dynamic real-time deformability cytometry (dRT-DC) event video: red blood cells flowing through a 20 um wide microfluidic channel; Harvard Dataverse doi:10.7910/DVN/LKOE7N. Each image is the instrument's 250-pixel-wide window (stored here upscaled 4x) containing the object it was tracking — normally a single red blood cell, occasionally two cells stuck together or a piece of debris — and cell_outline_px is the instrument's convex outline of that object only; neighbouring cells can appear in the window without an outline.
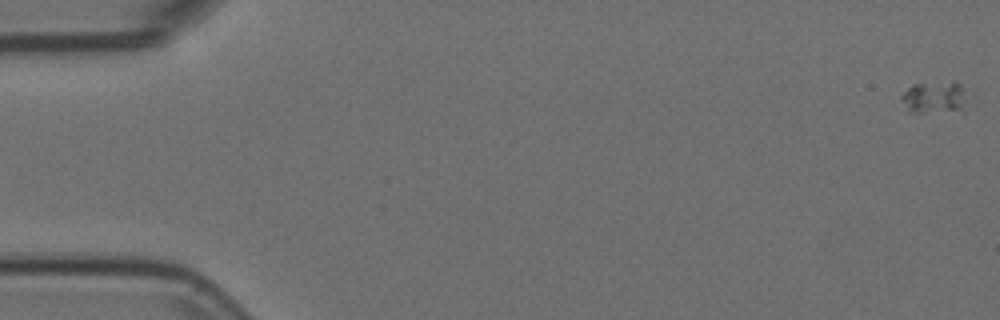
{"species": "Egyptian fruit bat (a non-hibernating species)", "species_latin": "Rousettus aegyptiacus", "temperature_condition": "room temperature", "stored_images_in_passage": 56, "camera_frame_rate_fps": 3000, "um_per_image_px": 0.085, "animal": {"sex": "female"}, "frame": {"image": 1, "passage_image": 1, "time_ms": 0.0, "image_size_px": [1000, 320], "cell_outline_px": [[980, 100], [964, 116], [908, 112], [900, 100], [900, 96], [912, 84], [952, 80], [956, 80]], "centroid_in_image_um": [79.81, 8.37], "position_along_channel_um": 5.2, "area_um2": 15.32}}
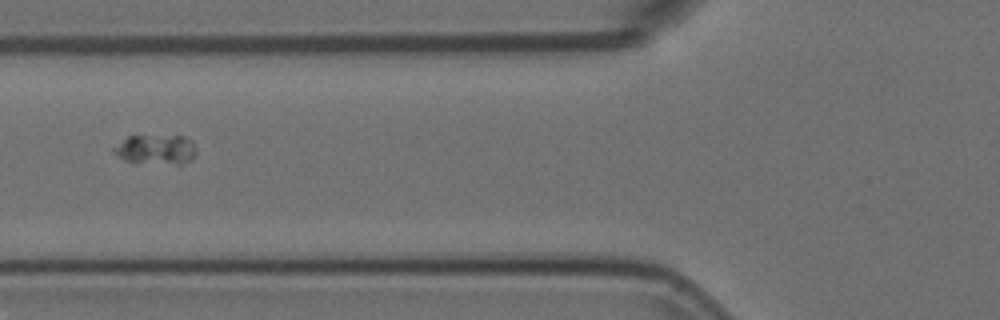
{"frame": {"image": 2, "passage_image": 22, "time_ms": 7.0, "image_size_px": [1000, 320], "cell_outline_px": [[196, 156], [192, 160], [180, 168], [132, 164], [124, 160], [112, 152], [112, 148], [128, 136], [184, 136], [192, 140], [196, 152]], "centroid_in_image_um": [13.3, 12.81], "position_along_channel_um": 112.5, "area_um2": 15.61}}
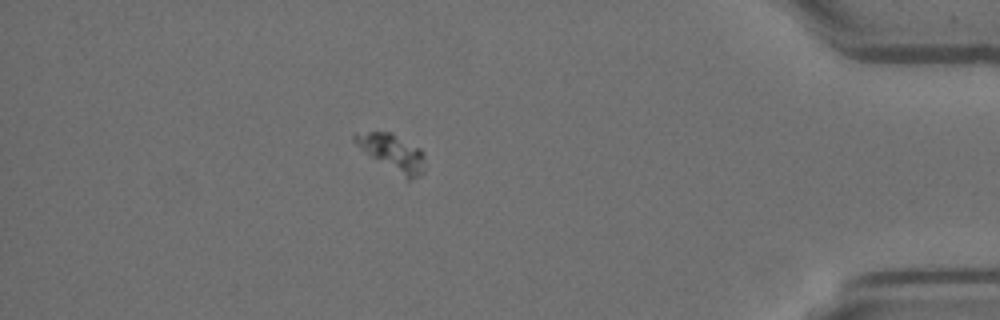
{"frame": {"image": 3, "passage_image": 49, "time_ms": 16.0, "image_size_px": [1000, 320], "cell_outline_px": [[424, 172], [420, 176], [412, 180], [408, 180], [360, 148], [352, 140], [352, 132], [392, 132], [420, 148], [424, 152]], "centroid_in_image_um": [33.38, 12.95], "position_along_channel_um": 401.8, "area_um2": 14.91}}